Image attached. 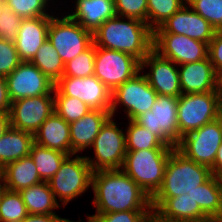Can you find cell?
<instances>
[{
    "instance_id": "1",
    "label": "cell",
    "mask_w": 222,
    "mask_h": 222,
    "mask_svg": "<svg viewBox=\"0 0 222 222\" xmlns=\"http://www.w3.org/2000/svg\"><path fill=\"white\" fill-rule=\"evenodd\" d=\"M91 188L96 213L153 210L151 197L122 169L94 171Z\"/></svg>"
},
{
    "instance_id": "2",
    "label": "cell",
    "mask_w": 222,
    "mask_h": 222,
    "mask_svg": "<svg viewBox=\"0 0 222 222\" xmlns=\"http://www.w3.org/2000/svg\"><path fill=\"white\" fill-rule=\"evenodd\" d=\"M93 44L129 53L142 61L153 49V31L146 22L116 15L93 32Z\"/></svg>"
},
{
    "instance_id": "3",
    "label": "cell",
    "mask_w": 222,
    "mask_h": 222,
    "mask_svg": "<svg viewBox=\"0 0 222 222\" xmlns=\"http://www.w3.org/2000/svg\"><path fill=\"white\" fill-rule=\"evenodd\" d=\"M211 176L209 167L186 158L174 148L166 163L162 185L152 197H177L188 194Z\"/></svg>"
},
{
    "instance_id": "4",
    "label": "cell",
    "mask_w": 222,
    "mask_h": 222,
    "mask_svg": "<svg viewBox=\"0 0 222 222\" xmlns=\"http://www.w3.org/2000/svg\"><path fill=\"white\" fill-rule=\"evenodd\" d=\"M173 149L127 150L122 170L150 197L161 187Z\"/></svg>"
},
{
    "instance_id": "5",
    "label": "cell",
    "mask_w": 222,
    "mask_h": 222,
    "mask_svg": "<svg viewBox=\"0 0 222 222\" xmlns=\"http://www.w3.org/2000/svg\"><path fill=\"white\" fill-rule=\"evenodd\" d=\"M92 173L85 156L68 155L59 170L48 180L56 201L64 207L87 192L92 185Z\"/></svg>"
},
{
    "instance_id": "6",
    "label": "cell",
    "mask_w": 222,
    "mask_h": 222,
    "mask_svg": "<svg viewBox=\"0 0 222 222\" xmlns=\"http://www.w3.org/2000/svg\"><path fill=\"white\" fill-rule=\"evenodd\" d=\"M110 116L102 125L91 149L94 157L85 156L92 171L121 169L126 150L125 130Z\"/></svg>"
},
{
    "instance_id": "7",
    "label": "cell",
    "mask_w": 222,
    "mask_h": 222,
    "mask_svg": "<svg viewBox=\"0 0 222 222\" xmlns=\"http://www.w3.org/2000/svg\"><path fill=\"white\" fill-rule=\"evenodd\" d=\"M221 115L222 108L215 91L181 94L177 106L179 141L184 135L216 120Z\"/></svg>"
},
{
    "instance_id": "8",
    "label": "cell",
    "mask_w": 222,
    "mask_h": 222,
    "mask_svg": "<svg viewBox=\"0 0 222 222\" xmlns=\"http://www.w3.org/2000/svg\"><path fill=\"white\" fill-rule=\"evenodd\" d=\"M64 14L51 18L47 38L65 64L93 44V33Z\"/></svg>"
},
{
    "instance_id": "9",
    "label": "cell",
    "mask_w": 222,
    "mask_h": 222,
    "mask_svg": "<svg viewBox=\"0 0 222 222\" xmlns=\"http://www.w3.org/2000/svg\"><path fill=\"white\" fill-rule=\"evenodd\" d=\"M157 96V92L140 71L112 91L110 114L115 117L118 106H124L125 117L134 120L140 114L151 111Z\"/></svg>"
},
{
    "instance_id": "10",
    "label": "cell",
    "mask_w": 222,
    "mask_h": 222,
    "mask_svg": "<svg viewBox=\"0 0 222 222\" xmlns=\"http://www.w3.org/2000/svg\"><path fill=\"white\" fill-rule=\"evenodd\" d=\"M141 71V61L133 55L95 46L94 75L111 91Z\"/></svg>"
},
{
    "instance_id": "11",
    "label": "cell",
    "mask_w": 222,
    "mask_h": 222,
    "mask_svg": "<svg viewBox=\"0 0 222 222\" xmlns=\"http://www.w3.org/2000/svg\"><path fill=\"white\" fill-rule=\"evenodd\" d=\"M222 144V115L183 137L176 149L186 158L211 168Z\"/></svg>"
},
{
    "instance_id": "12",
    "label": "cell",
    "mask_w": 222,
    "mask_h": 222,
    "mask_svg": "<svg viewBox=\"0 0 222 222\" xmlns=\"http://www.w3.org/2000/svg\"><path fill=\"white\" fill-rule=\"evenodd\" d=\"M177 106L178 97L158 95L151 111L140 114L134 121L149 129L167 146L176 148L179 142Z\"/></svg>"
},
{
    "instance_id": "13",
    "label": "cell",
    "mask_w": 222,
    "mask_h": 222,
    "mask_svg": "<svg viewBox=\"0 0 222 222\" xmlns=\"http://www.w3.org/2000/svg\"><path fill=\"white\" fill-rule=\"evenodd\" d=\"M54 112L53 90L46 95L13 101L9 111L10 127L34 134Z\"/></svg>"
},
{
    "instance_id": "14",
    "label": "cell",
    "mask_w": 222,
    "mask_h": 222,
    "mask_svg": "<svg viewBox=\"0 0 222 222\" xmlns=\"http://www.w3.org/2000/svg\"><path fill=\"white\" fill-rule=\"evenodd\" d=\"M153 49L177 65L198 62L208 57L207 43L172 33H153Z\"/></svg>"
},
{
    "instance_id": "15",
    "label": "cell",
    "mask_w": 222,
    "mask_h": 222,
    "mask_svg": "<svg viewBox=\"0 0 222 222\" xmlns=\"http://www.w3.org/2000/svg\"><path fill=\"white\" fill-rule=\"evenodd\" d=\"M63 95L78 98L91 109L110 111L112 91L95 75L62 76L54 85Z\"/></svg>"
},
{
    "instance_id": "16",
    "label": "cell",
    "mask_w": 222,
    "mask_h": 222,
    "mask_svg": "<svg viewBox=\"0 0 222 222\" xmlns=\"http://www.w3.org/2000/svg\"><path fill=\"white\" fill-rule=\"evenodd\" d=\"M11 102L28 97L49 94L54 83L30 61H22L7 77Z\"/></svg>"
},
{
    "instance_id": "17",
    "label": "cell",
    "mask_w": 222,
    "mask_h": 222,
    "mask_svg": "<svg viewBox=\"0 0 222 222\" xmlns=\"http://www.w3.org/2000/svg\"><path fill=\"white\" fill-rule=\"evenodd\" d=\"M148 67L146 73L144 68ZM141 72L158 95L179 97L182 94L178 65L152 49L141 61Z\"/></svg>"
},
{
    "instance_id": "18",
    "label": "cell",
    "mask_w": 222,
    "mask_h": 222,
    "mask_svg": "<svg viewBox=\"0 0 222 222\" xmlns=\"http://www.w3.org/2000/svg\"><path fill=\"white\" fill-rule=\"evenodd\" d=\"M217 30L186 3L153 33L185 35L209 44Z\"/></svg>"
},
{
    "instance_id": "19",
    "label": "cell",
    "mask_w": 222,
    "mask_h": 222,
    "mask_svg": "<svg viewBox=\"0 0 222 222\" xmlns=\"http://www.w3.org/2000/svg\"><path fill=\"white\" fill-rule=\"evenodd\" d=\"M151 208L158 217L168 222H206L211 220L189 194L177 197H151Z\"/></svg>"
},
{
    "instance_id": "20",
    "label": "cell",
    "mask_w": 222,
    "mask_h": 222,
    "mask_svg": "<svg viewBox=\"0 0 222 222\" xmlns=\"http://www.w3.org/2000/svg\"><path fill=\"white\" fill-rule=\"evenodd\" d=\"M52 17L23 18L14 42L21 61H31L40 46L45 42Z\"/></svg>"
},
{
    "instance_id": "21",
    "label": "cell",
    "mask_w": 222,
    "mask_h": 222,
    "mask_svg": "<svg viewBox=\"0 0 222 222\" xmlns=\"http://www.w3.org/2000/svg\"><path fill=\"white\" fill-rule=\"evenodd\" d=\"M178 66L182 94L215 91L216 72L209 57Z\"/></svg>"
},
{
    "instance_id": "22",
    "label": "cell",
    "mask_w": 222,
    "mask_h": 222,
    "mask_svg": "<svg viewBox=\"0 0 222 222\" xmlns=\"http://www.w3.org/2000/svg\"><path fill=\"white\" fill-rule=\"evenodd\" d=\"M110 116V111L92 109L79 120L69 123L72 155L81 154L87 148L91 150L102 125Z\"/></svg>"
},
{
    "instance_id": "23",
    "label": "cell",
    "mask_w": 222,
    "mask_h": 222,
    "mask_svg": "<svg viewBox=\"0 0 222 222\" xmlns=\"http://www.w3.org/2000/svg\"><path fill=\"white\" fill-rule=\"evenodd\" d=\"M75 9L67 15L86 30L95 32L105 21L116 16L114 0H75Z\"/></svg>"
},
{
    "instance_id": "24",
    "label": "cell",
    "mask_w": 222,
    "mask_h": 222,
    "mask_svg": "<svg viewBox=\"0 0 222 222\" xmlns=\"http://www.w3.org/2000/svg\"><path fill=\"white\" fill-rule=\"evenodd\" d=\"M34 142L72 155L69 123L54 112L48 117L34 133Z\"/></svg>"
},
{
    "instance_id": "25",
    "label": "cell",
    "mask_w": 222,
    "mask_h": 222,
    "mask_svg": "<svg viewBox=\"0 0 222 222\" xmlns=\"http://www.w3.org/2000/svg\"><path fill=\"white\" fill-rule=\"evenodd\" d=\"M0 175L5 189L10 191L19 192L43 181L30 155L6 165L0 170Z\"/></svg>"
},
{
    "instance_id": "26",
    "label": "cell",
    "mask_w": 222,
    "mask_h": 222,
    "mask_svg": "<svg viewBox=\"0 0 222 222\" xmlns=\"http://www.w3.org/2000/svg\"><path fill=\"white\" fill-rule=\"evenodd\" d=\"M34 134L9 127L0 137V170L6 165L29 156Z\"/></svg>"
},
{
    "instance_id": "27",
    "label": "cell",
    "mask_w": 222,
    "mask_h": 222,
    "mask_svg": "<svg viewBox=\"0 0 222 222\" xmlns=\"http://www.w3.org/2000/svg\"><path fill=\"white\" fill-rule=\"evenodd\" d=\"M188 194L211 220L222 222V185L219 177L212 175Z\"/></svg>"
},
{
    "instance_id": "28",
    "label": "cell",
    "mask_w": 222,
    "mask_h": 222,
    "mask_svg": "<svg viewBox=\"0 0 222 222\" xmlns=\"http://www.w3.org/2000/svg\"><path fill=\"white\" fill-rule=\"evenodd\" d=\"M26 206L28 214H56L55 209L60 208L48 181H42L36 185L24 188L19 191Z\"/></svg>"
},
{
    "instance_id": "29",
    "label": "cell",
    "mask_w": 222,
    "mask_h": 222,
    "mask_svg": "<svg viewBox=\"0 0 222 222\" xmlns=\"http://www.w3.org/2000/svg\"><path fill=\"white\" fill-rule=\"evenodd\" d=\"M54 84L63 76L65 64L47 38L30 61Z\"/></svg>"
},
{
    "instance_id": "30",
    "label": "cell",
    "mask_w": 222,
    "mask_h": 222,
    "mask_svg": "<svg viewBox=\"0 0 222 222\" xmlns=\"http://www.w3.org/2000/svg\"><path fill=\"white\" fill-rule=\"evenodd\" d=\"M33 159L40 178L48 181L59 170L64 159L68 156L57 150L46 148L33 143L29 154Z\"/></svg>"
},
{
    "instance_id": "31",
    "label": "cell",
    "mask_w": 222,
    "mask_h": 222,
    "mask_svg": "<svg viewBox=\"0 0 222 222\" xmlns=\"http://www.w3.org/2000/svg\"><path fill=\"white\" fill-rule=\"evenodd\" d=\"M128 125L125 127L126 150L174 149L167 146L158 136L149 129L140 126L134 120H128Z\"/></svg>"
},
{
    "instance_id": "32",
    "label": "cell",
    "mask_w": 222,
    "mask_h": 222,
    "mask_svg": "<svg viewBox=\"0 0 222 222\" xmlns=\"http://www.w3.org/2000/svg\"><path fill=\"white\" fill-rule=\"evenodd\" d=\"M187 0H147V24L152 31L180 10Z\"/></svg>"
},
{
    "instance_id": "33",
    "label": "cell",
    "mask_w": 222,
    "mask_h": 222,
    "mask_svg": "<svg viewBox=\"0 0 222 222\" xmlns=\"http://www.w3.org/2000/svg\"><path fill=\"white\" fill-rule=\"evenodd\" d=\"M55 112L68 123L82 118L92 109L78 98L63 95L55 86L53 89Z\"/></svg>"
},
{
    "instance_id": "34",
    "label": "cell",
    "mask_w": 222,
    "mask_h": 222,
    "mask_svg": "<svg viewBox=\"0 0 222 222\" xmlns=\"http://www.w3.org/2000/svg\"><path fill=\"white\" fill-rule=\"evenodd\" d=\"M27 216L28 212L20 193L4 188L0 195V222L22 221Z\"/></svg>"
},
{
    "instance_id": "35",
    "label": "cell",
    "mask_w": 222,
    "mask_h": 222,
    "mask_svg": "<svg viewBox=\"0 0 222 222\" xmlns=\"http://www.w3.org/2000/svg\"><path fill=\"white\" fill-rule=\"evenodd\" d=\"M95 45L92 44L87 50L65 63L63 76L87 77L94 75Z\"/></svg>"
},
{
    "instance_id": "36",
    "label": "cell",
    "mask_w": 222,
    "mask_h": 222,
    "mask_svg": "<svg viewBox=\"0 0 222 222\" xmlns=\"http://www.w3.org/2000/svg\"><path fill=\"white\" fill-rule=\"evenodd\" d=\"M3 2L21 18L56 15L52 12L51 14L47 12L50 10L48 4L52 2L51 0H3Z\"/></svg>"
},
{
    "instance_id": "37",
    "label": "cell",
    "mask_w": 222,
    "mask_h": 222,
    "mask_svg": "<svg viewBox=\"0 0 222 222\" xmlns=\"http://www.w3.org/2000/svg\"><path fill=\"white\" fill-rule=\"evenodd\" d=\"M186 3L217 31H222V0H187Z\"/></svg>"
},
{
    "instance_id": "38",
    "label": "cell",
    "mask_w": 222,
    "mask_h": 222,
    "mask_svg": "<svg viewBox=\"0 0 222 222\" xmlns=\"http://www.w3.org/2000/svg\"><path fill=\"white\" fill-rule=\"evenodd\" d=\"M153 210H130L86 215L87 222H148Z\"/></svg>"
},
{
    "instance_id": "39",
    "label": "cell",
    "mask_w": 222,
    "mask_h": 222,
    "mask_svg": "<svg viewBox=\"0 0 222 222\" xmlns=\"http://www.w3.org/2000/svg\"><path fill=\"white\" fill-rule=\"evenodd\" d=\"M22 20L23 18L2 2L0 4V38L14 43Z\"/></svg>"
},
{
    "instance_id": "40",
    "label": "cell",
    "mask_w": 222,
    "mask_h": 222,
    "mask_svg": "<svg viewBox=\"0 0 222 222\" xmlns=\"http://www.w3.org/2000/svg\"><path fill=\"white\" fill-rule=\"evenodd\" d=\"M114 5L117 16L147 23V0H114Z\"/></svg>"
},
{
    "instance_id": "41",
    "label": "cell",
    "mask_w": 222,
    "mask_h": 222,
    "mask_svg": "<svg viewBox=\"0 0 222 222\" xmlns=\"http://www.w3.org/2000/svg\"><path fill=\"white\" fill-rule=\"evenodd\" d=\"M21 62L15 44L0 38V76L6 78Z\"/></svg>"
},
{
    "instance_id": "42",
    "label": "cell",
    "mask_w": 222,
    "mask_h": 222,
    "mask_svg": "<svg viewBox=\"0 0 222 222\" xmlns=\"http://www.w3.org/2000/svg\"><path fill=\"white\" fill-rule=\"evenodd\" d=\"M208 57L215 72L222 70V31H216L208 44Z\"/></svg>"
},
{
    "instance_id": "43",
    "label": "cell",
    "mask_w": 222,
    "mask_h": 222,
    "mask_svg": "<svg viewBox=\"0 0 222 222\" xmlns=\"http://www.w3.org/2000/svg\"><path fill=\"white\" fill-rule=\"evenodd\" d=\"M22 222H75L73 220L62 218L58 214H28Z\"/></svg>"
},
{
    "instance_id": "44",
    "label": "cell",
    "mask_w": 222,
    "mask_h": 222,
    "mask_svg": "<svg viewBox=\"0 0 222 222\" xmlns=\"http://www.w3.org/2000/svg\"><path fill=\"white\" fill-rule=\"evenodd\" d=\"M10 107L6 78L0 76V114H9Z\"/></svg>"
},
{
    "instance_id": "45",
    "label": "cell",
    "mask_w": 222,
    "mask_h": 222,
    "mask_svg": "<svg viewBox=\"0 0 222 222\" xmlns=\"http://www.w3.org/2000/svg\"><path fill=\"white\" fill-rule=\"evenodd\" d=\"M210 169L212 175L216 177H220L222 175V144L217 150L213 166Z\"/></svg>"
},
{
    "instance_id": "46",
    "label": "cell",
    "mask_w": 222,
    "mask_h": 222,
    "mask_svg": "<svg viewBox=\"0 0 222 222\" xmlns=\"http://www.w3.org/2000/svg\"><path fill=\"white\" fill-rule=\"evenodd\" d=\"M215 93L222 108V70L216 72Z\"/></svg>"
},
{
    "instance_id": "47",
    "label": "cell",
    "mask_w": 222,
    "mask_h": 222,
    "mask_svg": "<svg viewBox=\"0 0 222 222\" xmlns=\"http://www.w3.org/2000/svg\"><path fill=\"white\" fill-rule=\"evenodd\" d=\"M10 127L9 114H0V137L7 131Z\"/></svg>"
},
{
    "instance_id": "48",
    "label": "cell",
    "mask_w": 222,
    "mask_h": 222,
    "mask_svg": "<svg viewBox=\"0 0 222 222\" xmlns=\"http://www.w3.org/2000/svg\"><path fill=\"white\" fill-rule=\"evenodd\" d=\"M148 222H168L165 220H162L160 217H158L154 212L151 214V216L149 217V221Z\"/></svg>"
},
{
    "instance_id": "49",
    "label": "cell",
    "mask_w": 222,
    "mask_h": 222,
    "mask_svg": "<svg viewBox=\"0 0 222 222\" xmlns=\"http://www.w3.org/2000/svg\"><path fill=\"white\" fill-rule=\"evenodd\" d=\"M4 188H5V186L3 184V180H2V177L0 175V195H1L2 191L4 190Z\"/></svg>"
},
{
    "instance_id": "50",
    "label": "cell",
    "mask_w": 222,
    "mask_h": 222,
    "mask_svg": "<svg viewBox=\"0 0 222 222\" xmlns=\"http://www.w3.org/2000/svg\"><path fill=\"white\" fill-rule=\"evenodd\" d=\"M219 179H220V182H221V185H222V175L219 177Z\"/></svg>"
}]
</instances>
